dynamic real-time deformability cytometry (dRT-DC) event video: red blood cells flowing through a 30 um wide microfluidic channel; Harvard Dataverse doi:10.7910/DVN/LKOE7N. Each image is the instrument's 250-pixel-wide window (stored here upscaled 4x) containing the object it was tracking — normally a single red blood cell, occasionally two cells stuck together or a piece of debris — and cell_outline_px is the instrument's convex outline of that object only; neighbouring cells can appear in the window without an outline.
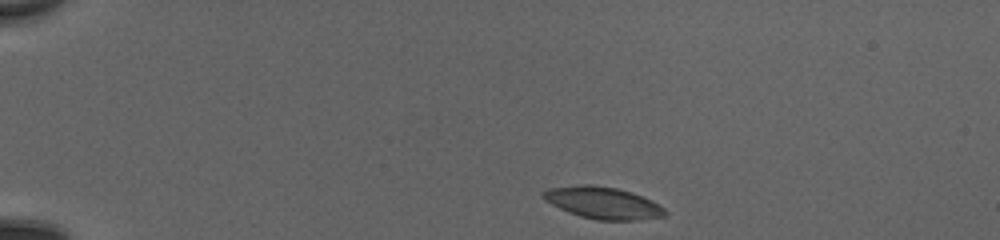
{"species": "common noctule bat (a hibernating species)", "species_latin": "Nyctalus noctula", "temperature_condition": "cold", "stored_images_in_passage": 42, "camera_frame_rate_fps": 3000, "um_per_image_px": 0.085, "animal": {"sex": "female", "body_mass_g": 20.0, "forearm_length_mm": 54.0}, "frame": {"image": 1, "passage_image": 1, "time_ms": 0.0, "image_size_px": [1000, 240], "cell_outline_px": [[664, 216], [640, 220], [596, 220], [580, 216], [568, 212], [544, 200], [540, 196], [540, 192], [548, 188], [580, 184], [592, 184], [616, 188], [632, 192], [644, 196], [652, 200], [664, 208]], "centroid_in_image_um": [51.21, 17.23], "position_along_channel_um": 33.8, "area_um2": 22.83}}
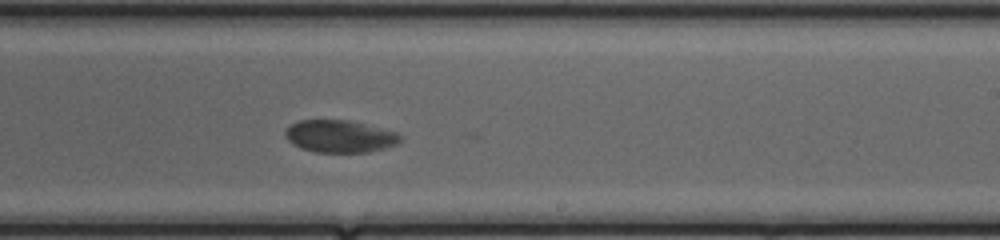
{"frame": {"image": 2, "passage_image": 24, "time_ms": 7.667, "image_size_px": [1000, 240], "cell_outline_px": [[404, 136], [396, 144], [384, 148], [368, 152], [316, 152], [300, 148], [292, 144], [284, 136], [284, 128], [300, 120], [348, 120], [396, 132]], "centroid_in_image_um": [28.84, 11.59], "position_along_channel_um": 260.2, "area_um2": 21.68}}
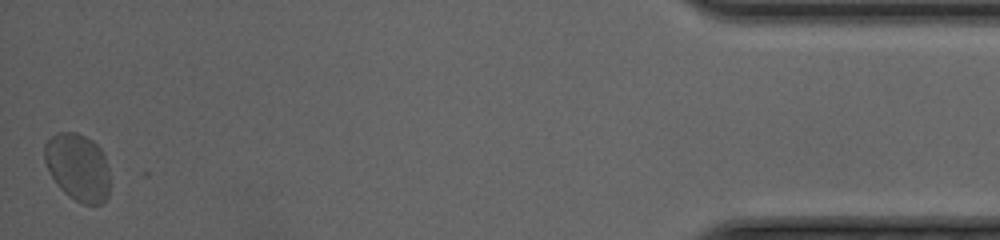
{"frame": {"image": 3, "passage_image": 42, "time_ms": 13.667, "image_size_px": [1000, 240], "cell_outline_px": [[108, 196], [100, 204], [84, 204], [68, 196], [56, 184], [44, 160], [44, 144], [56, 132], [76, 132], [92, 140], [104, 152], [108, 168]], "centroid_in_image_um": [6.61, 14.19], "position_along_channel_um": 428.6, "area_um2": 25.61}, "authors_computed_cell_mechanics": {"area_um2": 22.4264, "velocity_mm_per_s": 4.0547, "shape_relaxation_time_tau1_ms": 5.4282, "shape_relaxation_time_tau2_ms": 1.1501, "deformation_change_tau1": 0.1345, "deformation_change_tau2": 0.0377}}